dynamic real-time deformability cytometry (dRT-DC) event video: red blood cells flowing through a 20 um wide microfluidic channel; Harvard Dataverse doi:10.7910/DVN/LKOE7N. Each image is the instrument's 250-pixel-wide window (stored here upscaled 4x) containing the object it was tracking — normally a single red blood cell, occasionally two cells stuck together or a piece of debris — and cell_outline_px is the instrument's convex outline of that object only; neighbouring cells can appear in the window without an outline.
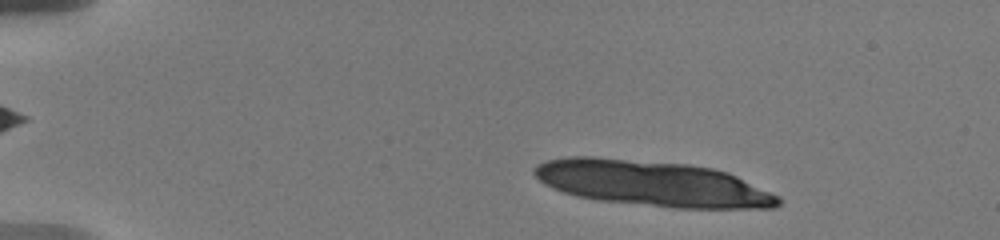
{"species": "human", "species_latin": "Homo sapiens", "temperature_condition": "warm", "stored_images_in_passage": 12, "camera_frame_rate_fps": 3000, "um_per_image_px": 0.085, "donor": {"sex": "male"}, "frame": {"image": 1, "passage_image": 1, "time_ms": 0.0, "image_size_px": [1000, 240], "cell_outline_px": [[780, 204], [776, 208], [672, 208], [596, 200], [576, 196], [564, 192], [544, 184], [532, 172], [532, 168], [536, 164], [548, 160], [564, 156], [592, 156], [688, 164], [712, 168], [728, 172], [780, 196]], "centroid_in_image_um": [55.43, 15.59], "position_along_channel_um": 29.6, "area_um2": 65.08}}